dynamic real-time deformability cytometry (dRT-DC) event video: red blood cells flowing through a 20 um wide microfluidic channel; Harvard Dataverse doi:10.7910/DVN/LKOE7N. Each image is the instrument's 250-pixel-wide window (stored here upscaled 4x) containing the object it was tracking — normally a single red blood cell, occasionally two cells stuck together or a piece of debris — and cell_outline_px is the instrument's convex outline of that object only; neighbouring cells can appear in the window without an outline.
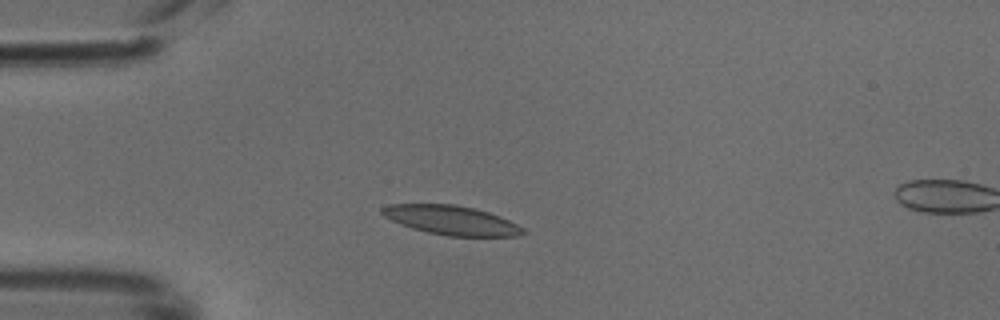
{"species": "common noctule bat (a hibernating species)", "species_latin": "Nyctalus noctula", "temperature_condition": "cold", "stored_images_in_passage": 46, "camera_frame_rate_fps": 3000, "um_per_image_px": 0.085, "animal": {"sex": "male", "body_mass_g": 18.8}, "frame": {"image": 1, "passage_image": 10, "time_ms": 3.0, "image_size_px": [1000, 320], "cell_outline_px": [[528, 232], [516, 236], [448, 236], [428, 232], [412, 228], [400, 224], [384, 216], [380, 212], [380, 208], [388, 204], [456, 204], [476, 208], [500, 216], [524, 228]], "centroid_in_image_um": [38.36, 18.71], "position_along_channel_um": 46.6, "area_um2": 24.04}}
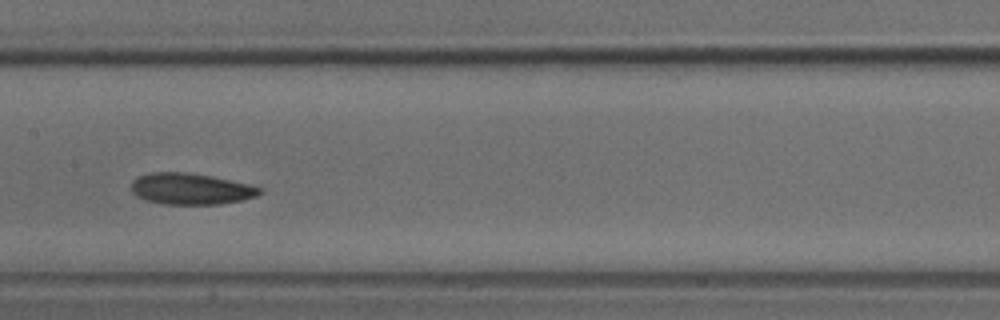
{"frame": {"image": 2, "passage_image": 22, "time_ms": 7.0, "image_size_px": [1000, 320], "cell_outline_px": [[264, 192], [256, 196], [240, 200], [220, 204], [164, 204], [144, 200], [136, 196], [132, 192], [132, 180], [136, 176], [148, 172], [188, 172], [212, 176], [248, 184], [264, 188]], "centroid_in_image_um": [16.19, 16.04], "position_along_channel_um": 191.2, "area_um2": 23.64}}
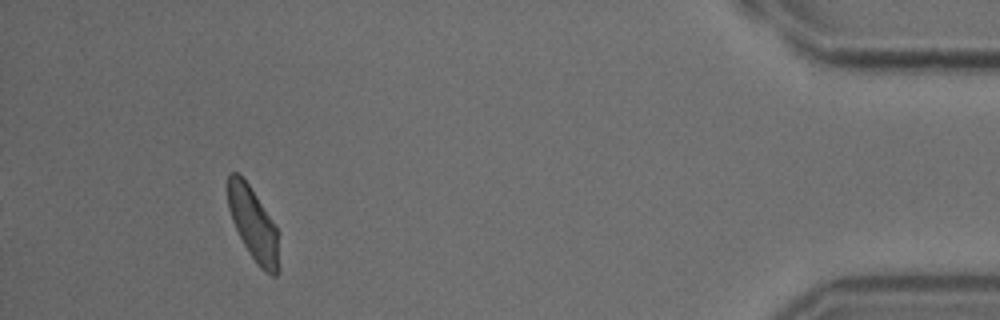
{"frame": {"image": 3, "passage_image": 43, "time_ms": 14.0, "image_size_px": [1000, 320], "cell_outline_px": [[280, 272], [276, 276], [272, 276], [264, 272], [260, 268], [244, 244], [232, 220], [228, 208], [228, 172], [236, 172], [248, 184], [272, 220], [276, 228], [280, 268]], "centroid_in_image_um": [21.54, 19.1], "position_along_channel_um": 413.7, "area_um2": 21.39}}